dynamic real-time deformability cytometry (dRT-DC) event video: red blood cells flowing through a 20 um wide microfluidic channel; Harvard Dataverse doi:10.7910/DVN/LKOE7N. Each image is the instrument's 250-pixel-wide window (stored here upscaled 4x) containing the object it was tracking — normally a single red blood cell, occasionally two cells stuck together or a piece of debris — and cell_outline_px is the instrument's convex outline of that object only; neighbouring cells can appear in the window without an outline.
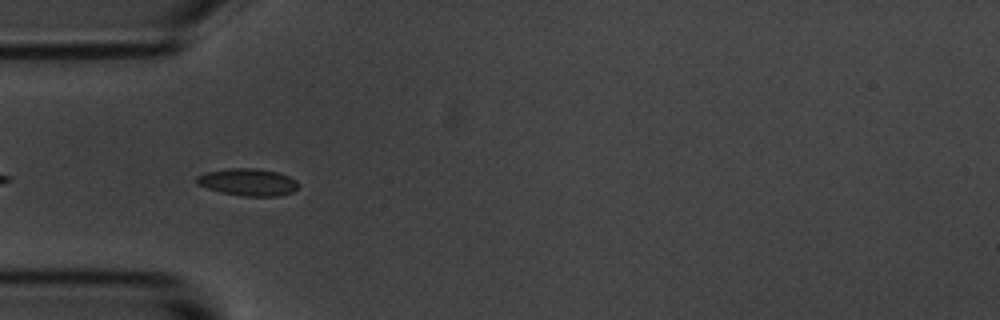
{"species": "common noctule bat (a hibernating species)", "species_latin": "Nyctalus noctula", "temperature_condition": "room temperature", "stored_images_in_passage": 7, "camera_frame_rate_fps": 3000, "um_per_image_px": 0.085, "animal": {"sex": "male", "body_mass_g": 20.1, "forearm_length_mm": 53.5}, "frame": {"image": 1, "passage_image": 3, "time_ms": 0.667, "image_size_px": [1000, 320], "cell_outline_px": [[300, 184], [292, 192], [280, 196], [244, 196], [220, 192], [196, 184], [196, 176], [208, 172], [228, 168], [256, 168], [276, 172], [288, 176], [296, 180]], "centroid_in_image_um": [21.08, 15.48], "position_along_channel_um": 63.9, "area_um2": 16.07}}